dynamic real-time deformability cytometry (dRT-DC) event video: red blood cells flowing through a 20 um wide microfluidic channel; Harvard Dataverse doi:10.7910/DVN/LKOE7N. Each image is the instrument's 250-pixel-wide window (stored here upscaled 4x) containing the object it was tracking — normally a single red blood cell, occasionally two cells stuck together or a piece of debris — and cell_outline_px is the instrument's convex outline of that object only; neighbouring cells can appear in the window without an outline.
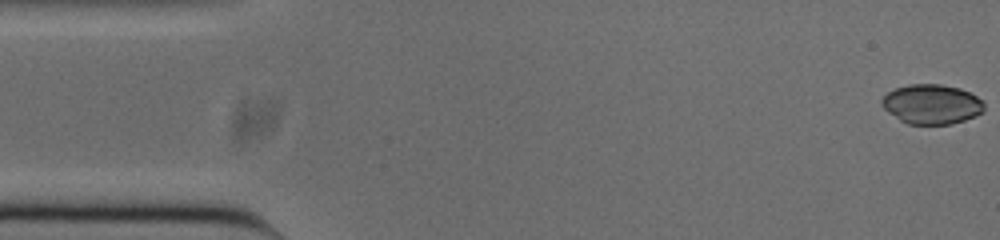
{"species": "common noctule bat (a hibernating species)", "species_latin": "Nyctalus noctula", "temperature_condition": "cold", "stored_images_in_passage": 6, "camera_frame_rate_fps": 3000, "um_per_image_px": 0.085, "animal": {"sex": "male", "body_mass_g": 20.0, "forearm_length_mm": 53.3}, "frame": {"image": 1, "passage_image": 1, "time_ms": 0.0, "image_size_px": [1000, 240], "cell_outline_px": [[984, 112], [976, 116], [952, 124], [908, 124], [900, 120], [888, 112], [880, 104], [880, 100], [888, 92], [896, 88], [908, 84], [940, 84], [960, 88], [984, 100]], "centroid_in_image_um": [79.2, 8.86], "position_along_channel_um": 5.8, "area_um2": 23.81}}